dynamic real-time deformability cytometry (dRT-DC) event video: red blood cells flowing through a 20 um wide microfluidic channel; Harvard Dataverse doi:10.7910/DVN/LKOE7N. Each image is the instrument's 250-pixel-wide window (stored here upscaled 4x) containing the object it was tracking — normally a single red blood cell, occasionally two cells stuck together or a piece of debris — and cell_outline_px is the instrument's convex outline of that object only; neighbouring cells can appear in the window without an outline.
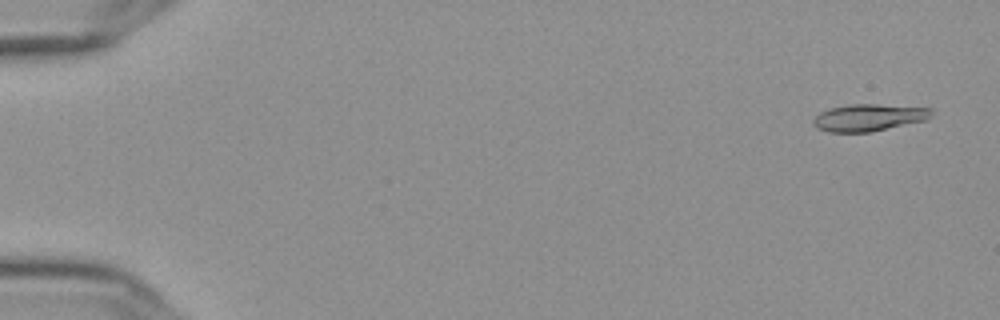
{"species": "Egyptian fruit bat (a non-hibernating species)", "species_latin": "Rousettus aegyptiacus", "temperature_condition": "cold", "stored_images_in_passage": 57, "camera_frame_rate_fps": 3000, "um_per_image_px": 0.085, "frame": {"image": 1, "passage_image": 3, "time_ms": 0.667, "image_size_px": [1000, 320], "cell_outline_px": [[932, 112], [924, 120], [868, 132], [828, 132], [816, 128], [812, 120], [820, 112], [828, 108], [848, 104], [876, 104], [932, 108]], "centroid_in_image_um": [73.76, 9.98], "position_along_channel_um": 11.2, "area_um2": 18.38}}
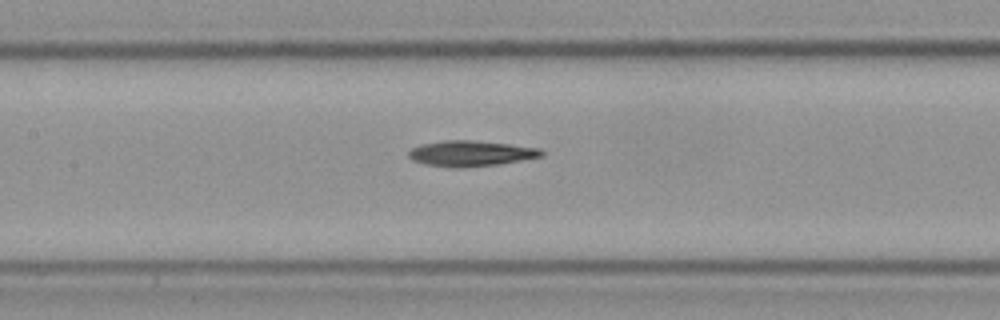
{"frame": {"image": 2, "passage_image": 28, "time_ms": 9.0, "image_size_px": [1000, 320], "cell_outline_px": [[544, 156], [500, 164], [424, 164], [412, 160], [408, 156], [408, 152], [412, 148], [420, 144], [444, 140], [472, 140], [508, 144], [540, 148], [544, 152]], "centroid_in_image_um": [40.06, 12.98], "position_along_channel_um": 167.3, "area_um2": 18.79}}
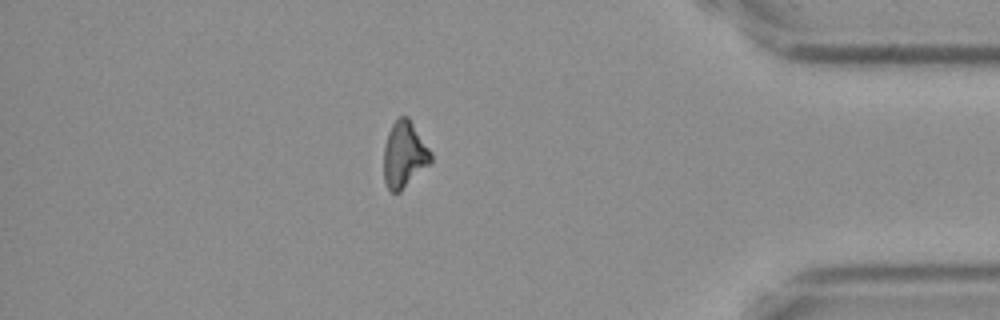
{"frame": {"image": 3, "passage_image": 50, "time_ms": 16.333, "image_size_px": [1000, 320], "cell_outline_px": [[432, 160], [400, 192], [388, 192], [384, 180], [384, 144], [388, 132], [392, 124], [400, 116], [408, 116], [432, 152]], "centroid_in_image_um": [34.34, 13.14], "position_along_channel_um": 400.9, "area_um2": 18.15}}